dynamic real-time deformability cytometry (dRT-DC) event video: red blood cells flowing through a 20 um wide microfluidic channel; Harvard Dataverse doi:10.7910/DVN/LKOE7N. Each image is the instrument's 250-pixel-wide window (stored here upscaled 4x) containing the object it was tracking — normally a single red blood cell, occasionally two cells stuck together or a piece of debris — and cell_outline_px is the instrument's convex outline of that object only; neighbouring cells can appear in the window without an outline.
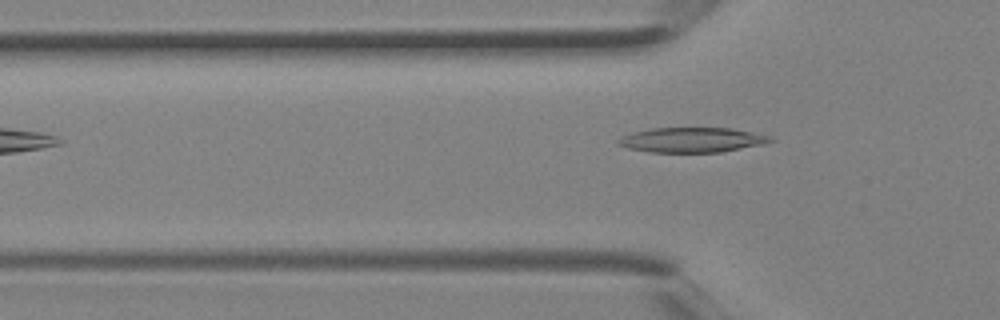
{"species": "Egyptian fruit bat (a non-hibernating species)", "species_latin": "Rousettus aegyptiacus", "temperature_condition": "room temperature", "stored_images_in_passage": 6, "camera_frame_rate_fps": 3000, "um_per_image_px": 0.085, "animal": {"sex": "female"}, "frame": {"image": 1, "passage_image": 4, "time_ms": 1.0, "image_size_px": [1000, 320], "cell_outline_px": [[776, 140], [760, 144], [720, 152], [652, 152], [628, 148], [616, 144], [616, 140], [632, 132], [652, 128], [732, 128], [768, 136]], "centroid_in_image_um": [58.75, 11.89], "position_along_channel_um": 67.1, "area_um2": 21.73}}
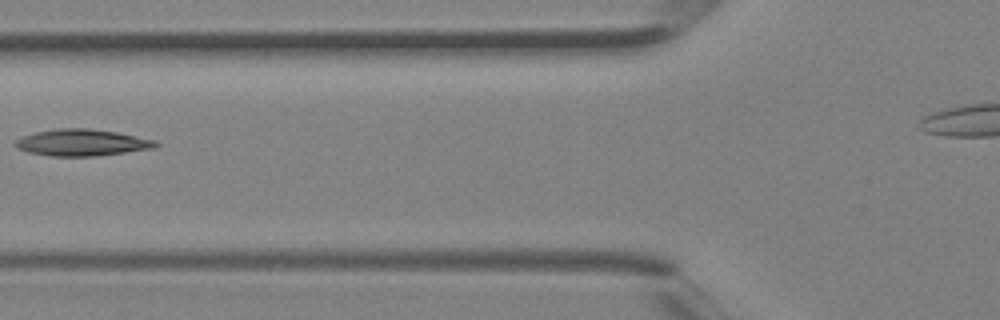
{"frame": {"image": 2, "passage_image": 5, "time_ms": 1.333, "image_size_px": [1000, 320], "cell_outline_px": [[160, 144], [152, 148], [96, 156], [52, 156], [28, 152], [16, 148], [12, 144], [16, 140], [24, 136], [36, 132], [56, 128], [88, 128], [116, 132], [156, 140]], "centroid_in_image_um": [6.93, 12.11], "position_along_channel_um": 118.9, "area_um2": 21.68}}